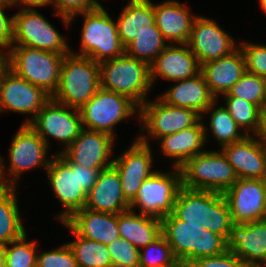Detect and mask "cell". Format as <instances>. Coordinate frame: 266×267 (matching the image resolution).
<instances>
[{
  "mask_svg": "<svg viewBox=\"0 0 266 267\" xmlns=\"http://www.w3.org/2000/svg\"><path fill=\"white\" fill-rule=\"evenodd\" d=\"M53 154L45 171L55 197L63 206L57 218L60 222H66L76 211L85 207L87 194L101 170L71 163L59 151Z\"/></svg>",
  "mask_w": 266,
  "mask_h": 267,
  "instance_id": "obj_1",
  "label": "cell"
},
{
  "mask_svg": "<svg viewBox=\"0 0 266 267\" xmlns=\"http://www.w3.org/2000/svg\"><path fill=\"white\" fill-rule=\"evenodd\" d=\"M173 214L186 223L202 225L204 229L222 236L226 241L233 224L223 193L181 187Z\"/></svg>",
  "mask_w": 266,
  "mask_h": 267,
  "instance_id": "obj_2",
  "label": "cell"
},
{
  "mask_svg": "<svg viewBox=\"0 0 266 267\" xmlns=\"http://www.w3.org/2000/svg\"><path fill=\"white\" fill-rule=\"evenodd\" d=\"M161 233L174 256L187 265L227 250V241L222 236L204 229L202 225L186 223L173 213L161 219Z\"/></svg>",
  "mask_w": 266,
  "mask_h": 267,
  "instance_id": "obj_3",
  "label": "cell"
},
{
  "mask_svg": "<svg viewBox=\"0 0 266 267\" xmlns=\"http://www.w3.org/2000/svg\"><path fill=\"white\" fill-rule=\"evenodd\" d=\"M100 87L124 95L138 107L152 89L150 66L126 53L99 63Z\"/></svg>",
  "mask_w": 266,
  "mask_h": 267,
  "instance_id": "obj_4",
  "label": "cell"
},
{
  "mask_svg": "<svg viewBox=\"0 0 266 267\" xmlns=\"http://www.w3.org/2000/svg\"><path fill=\"white\" fill-rule=\"evenodd\" d=\"M100 88V66L89 57L69 53L64 56L60 80L53 100L81 108Z\"/></svg>",
  "mask_w": 266,
  "mask_h": 267,
  "instance_id": "obj_5",
  "label": "cell"
},
{
  "mask_svg": "<svg viewBox=\"0 0 266 267\" xmlns=\"http://www.w3.org/2000/svg\"><path fill=\"white\" fill-rule=\"evenodd\" d=\"M77 15H82L84 18L81 48L79 52L70 49L71 53L89 57L97 63L125 53V48L119 38L117 23L112 20L103 6H97L93 10L72 16L70 23L78 17Z\"/></svg>",
  "mask_w": 266,
  "mask_h": 267,
  "instance_id": "obj_6",
  "label": "cell"
},
{
  "mask_svg": "<svg viewBox=\"0 0 266 267\" xmlns=\"http://www.w3.org/2000/svg\"><path fill=\"white\" fill-rule=\"evenodd\" d=\"M182 186L188 189L224 193L238 179L232 165L221 151H203L181 167Z\"/></svg>",
  "mask_w": 266,
  "mask_h": 267,
  "instance_id": "obj_7",
  "label": "cell"
},
{
  "mask_svg": "<svg viewBox=\"0 0 266 267\" xmlns=\"http://www.w3.org/2000/svg\"><path fill=\"white\" fill-rule=\"evenodd\" d=\"M64 56L27 46H13L8 52V67L52 97L59 85Z\"/></svg>",
  "mask_w": 266,
  "mask_h": 267,
  "instance_id": "obj_8",
  "label": "cell"
},
{
  "mask_svg": "<svg viewBox=\"0 0 266 267\" xmlns=\"http://www.w3.org/2000/svg\"><path fill=\"white\" fill-rule=\"evenodd\" d=\"M79 111L83 128L103 132L113 138L116 136V124L139 115V107L128 97L101 87Z\"/></svg>",
  "mask_w": 266,
  "mask_h": 267,
  "instance_id": "obj_9",
  "label": "cell"
},
{
  "mask_svg": "<svg viewBox=\"0 0 266 267\" xmlns=\"http://www.w3.org/2000/svg\"><path fill=\"white\" fill-rule=\"evenodd\" d=\"M157 98L153 101L147 100L139 107L138 119L143 126L139 130L142 135L136 138L142 143L150 145L149 137L158 140L194 126L201 119L192 109L171 106Z\"/></svg>",
  "mask_w": 266,
  "mask_h": 267,
  "instance_id": "obj_10",
  "label": "cell"
},
{
  "mask_svg": "<svg viewBox=\"0 0 266 267\" xmlns=\"http://www.w3.org/2000/svg\"><path fill=\"white\" fill-rule=\"evenodd\" d=\"M17 130L9 147L8 172L5 169V159L1 156V171L5 182L16 187L24 172L39 166L46 170L52 158L48 156V145L29 124H21ZM8 175L11 177L8 178Z\"/></svg>",
  "mask_w": 266,
  "mask_h": 267,
  "instance_id": "obj_11",
  "label": "cell"
},
{
  "mask_svg": "<svg viewBox=\"0 0 266 267\" xmlns=\"http://www.w3.org/2000/svg\"><path fill=\"white\" fill-rule=\"evenodd\" d=\"M182 187L181 170L173 167L172 171H156L139 188L135 199L130 203V210L163 219L173 213L177 194ZM134 209V210H133Z\"/></svg>",
  "mask_w": 266,
  "mask_h": 267,
  "instance_id": "obj_12",
  "label": "cell"
},
{
  "mask_svg": "<svg viewBox=\"0 0 266 267\" xmlns=\"http://www.w3.org/2000/svg\"><path fill=\"white\" fill-rule=\"evenodd\" d=\"M14 16L13 46H27L57 54L70 53L66 37L36 9H19Z\"/></svg>",
  "mask_w": 266,
  "mask_h": 267,
  "instance_id": "obj_13",
  "label": "cell"
},
{
  "mask_svg": "<svg viewBox=\"0 0 266 267\" xmlns=\"http://www.w3.org/2000/svg\"><path fill=\"white\" fill-rule=\"evenodd\" d=\"M31 128L50 146V138L58 140L65 150L81 132L82 120L79 109L61 104L52 98L39 110L29 123Z\"/></svg>",
  "mask_w": 266,
  "mask_h": 267,
  "instance_id": "obj_14",
  "label": "cell"
},
{
  "mask_svg": "<svg viewBox=\"0 0 266 267\" xmlns=\"http://www.w3.org/2000/svg\"><path fill=\"white\" fill-rule=\"evenodd\" d=\"M50 99L51 96L42 88L18 76L9 67L3 72L0 79V114L13 111L31 115L22 122L29 124Z\"/></svg>",
  "mask_w": 266,
  "mask_h": 267,
  "instance_id": "obj_15",
  "label": "cell"
},
{
  "mask_svg": "<svg viewBox=\"0 0 266 267\" xmlns=\"http://www.w3.org/2000/svg\"><path fill=\"white\" fill-rule=\"evenodd\" d=\"M200 66L235 51L239 45L215 20L197 16L187 43Z\"/></svg>",
  "mask_w": 266,
  "mask_h": 267,
  "instance_id": "obj_16",
  "label": "cell"
},
{
  "mask_svg": "<svg viewBox=\"0 0 266 267\" xmlns=\"http://www.w3.org/2000/svg\"><path fill=\"white\" fill-rule=\"evenodd\" d=\"M150 146L135 138L124 153L113 159L112 165L119 173L123 195L129 203L135 199L143 181L155 172L151 169L154 159Z\"/></svg>",
  "mask_w": 266,
  "mask_h": 267,
  "instance_id": "obj_17",
  "label": "cell"
},
{
  "mask_svg": "<svg viewBox=\"0 0 266 267\" xmlns=\"http://www.w3.org/2000/svg\"><path fill=\"white\" fill-rule=\"evenodd\" d=\"M223 195L233 223L264 219L266 180L237 179Z\"/></svg>",
  "mask_w": 266,
  "mask_h": 267,
  "instance_id": "obj_18",
  "label": "cell"
},
{
  "mask_svg": "<svg viewBox=\"0 0 266 267\" xmlns=\"http://www.w3.org/2000/svg\"><path fill=\"white\" fill-rule=\"evenodd\" d=\"M115 139L106 133L82 128L79 136L61 153L71 163L102 170L113 164Z\"/></svg>",
  "mask_w": 266,
  "mask_h": 267,
  "instance_id": "obj_19",
  "label": "cell"
},
{
  "mask_svg": "<svg viewBox=\"0 0 266 267\" xmlns=\"http://www.w3.org/2000/svg\"><path fill=\"white\" fill-rule=\"evenodd\" d=\"M227 250L249 267H266V219L233 223Z\"/></svg>",
  "mask_w": 266,
  "mask_h": 267,
  "instance_id": "obj_20",
  "label": "cell"
},
{
  "mask_svg": "<svg viewBox=\"0 0 266 267\" xmlns=\"http://www.w3.org/2000/svg\"><path fill=\"white\" fill-rule=\"evenodd\" d=\"M221 151L234 168L238 179L266 180V145L254 135L223 146Z\"/></svg>",
  "mask_w": 266,
  "mask_h": 267,
  "instance_id": "obj_21",
  "label": "cell"
},
{
  "mask_svg": "<svg viewBox=\"0 0 266 267\" xmlns=\"http://www.w3.org/2000/svg\"><path fill=\"white\" fill-rule=\"evenodd\" d=\"M200 70L201 66L187 44H168L150 65L151 83L153 86L160 77L176 83L194 77Z\"/></svg>",
  "mask_w": 266,
  "mask_h": 267,
  "instance_id": "obj_22",
  "label": "cell"
},
{
  "mask_svg": "<svg viewBox=\"0 0 266 267\" xmlns=\"http://www.w3.org/2000/svg\"><path fill=\"white\" fill-rule=\"evenodd\" d=\"M84 208L111 214L130 209V203L123 195L119 173L113 165L100 171L96 183L87 194Z\"/></svg>",
  "mask_w": 266,
  "mask_h": 267,
  "instance_id": "obj_23",
  "label": "cell"
},
{
  "mask_svg": "<svg viewBox=\"0 0 266 267\" xmlns=\"http://www.w3.org/2000/svg\"><path fill=\"white\" fill-rule=\"evenodd\" d=\"M155 24L164 40L170 44H187L193 22L198 15H193L188 6L177 0H165L153 3Z\"/></svg>",
  "mask_w": 266,
  "mask_h": 267,
  "instance_id": "obj_24",
  "label": "cell"
},
{
  "mask_svg": "<svg viewBox=\"0 0 266 267\" xmlns=\"http://www.w3.org/2000/svg\"><path fill=\"white\" fill-rule=\"evenodd\" d=\"M200 119L194 126L158 139L162 154L172 160V167L180 168L191 157L205 151L208 141L207 125Z\"/></svg>",
  "mask_w": 266,
  "mask_h": 267,
  "instance_id": "obj_25",
  "label": "cell"
},
{
  "mask_svg": "<svg viewBox=\"0 0 266 267\" xmlns=\"http://www.w3.org/2000/svg\"><path fill=\"white\" fill-rule=\"evenodd\" d=\"M200 72L212 95L219 100L246 72L245 57L237 48L231 54L201 65Z\"/></svg>",
  "mask_w": 266,
  "mask_h": 267,
  "instance_id": "obj_26",
  "label": "cell"
},
{
  "mask_svg": "<svg viewBox=\"0 0 266 267\" xmlns=\"http://www.w3.org/2000/svg\"><path fill=\"white\" fill-rule=\"evenodd\" d=\"M159 98L168 105L194 110L204 119V111L216 100L200 72L194 77L176 81Z\"/></svg>",
  "mask_w": 266,
  "mask_h": 267,
  "instance_id": "obj_27",
  "label": "cell"
},
{
  "mask_svg": "<svg viewBox=\"0 0 266 267\" xmlns=\"http://www.w3.org/2000/svg\"><path fill=\"white\" fill-rule=\"evenodd\" d=\"M66 223L79 236L104 245H108L120 237L118 214L95 212L83 208L76 211Z\"/></svg>",
  "mask_w": 266,
  "mask_h": 267,
  "instance_id": "obj_28",
  "label": "cell"
},
{
  "mask_svg": "<svg viewBox=\"0 0 266 267\" xmlns=\"http://www.w3.org/2000/svg\"><path fill=\"white\" fill-rule=\"evenodd\" d=\"M120 41L124 48L146 31H160L155 24L151 0H129L116 20Z\"/></svg>",
  "mask_w": 266,
  "mask_h": 267,
  "instance_id": "obj_29",
  "label": "cell"
},
{
  "mask_svg": "<svg viewBox=\"0 0 266 267\" xmlns=\"http://www.w3.org/2000/svg\"><path fill=\"white\" fill-rule=\"evenodd\" d=\"M118 230L121 238L140 250L162 235L161 219L129 209L118 214Z\"/></svg>",
  "mask_w": 266,
  "mask_h": 267,
  "instance_id": "obj_30",
  "label": "cell"
},
{
  "mask_svg": "<svg viewBox=\"0 0 266 267\" xmlns=\"http://www.w3.org/2000/svg\"><path fill=\"white\" fill-rule=\"evenodd\" d=\"M16 189V186H9L0 194V247L26 232L20 217Z\"/></svg>",
  "mask_w": 266,
  "mask_h": 267,
  "instance_id": "obj_31",
  "label": "cell"
},
{
  "mask_svg": "<svg viewBox=\"0 0 266 267\" xmlns=\"http://www.w3.org/2000/svg\"><path fill=\"white\" fill-rule=\"evenodd\" d=\"M74 240L67 242L74 254L78 267H113L107 245L79 236L66 222Z\"/></svg>",
  "mask_w": 266,
  "mask_h": 267,
  "instance_id": "obj_32",
  "label": "cell"
},
{
  "mask_svg": "<svg viewBox=\"0 0 266 267\" xmlns=\"http://www.w3.org/2000/svg\"><path fill=\"white\" fill-rule=\"evenodd\" d=\"M217 103L216 99L204 113L210 114V117L208 116L210 131L221 149L223 146L242 140L247 135L242 133L243 130L237 125L225 106L218 107Z\"/></svg>",
  "mask_w": 266,
  "mask_h": 267,
  "instance_id": "obj_33",
  "label": "cell"
},
{
  "mask_svg": "<svg viewBox=\"0 0 266 267\" xmlns=\"http://www.w3.org/2000/svg\"><path fill=\"white\" fill-rule=\"evenodd\" d=\"M167 45L160 31H146L125 48V53L150 66Z\"/></svg>",
  "mask_w": 266,
  "mask_h": 267,
  "instance_id": "obj_34",
  "label": "cell"
},
{
  "mask_svg": "<svg viewBox=\"0 0 266 267\" xmlns=\"http://www.w3.org/2000/svg\"><path fill=\"white\" fill-rule=\"evenodd\" d=\"M224 97L225 108L246 135H255L259 125L260 109L245 99L235 96ZM250 133V134H249Z\"/></svg>",
  "mask_w": 266,
  "mask_h": 267,
  "instance_id": "obj_35",
  "label": "cell"
},
{
  "mask_svg": "<svg viewBox=\"0 0 266 267\" xmlns=\"http://www.w3.org/2000/svg\"><path fill=\"white\" fill-rule=\"evenodd\" d=\"M37 241H29L25 232L20 238L3 246L5 267H36Z\"/></svg>",
  "mask_w": 266,
  "mask_h": 267,
  "instance_id": "obj_36",
  "label": "cell"
},
{
  "mask_svg": "<svg viewBox=\"0 0 266 267\" xmlns=\"http://www.w3.org/2000/svg\"><path fill=\"white\" fill-rule=\"evenodd\" d=\"M178 261L162 235L153 243L140 249L139 267H165L176 264Z\"/></svg>",
  "mask_w": 266,
  "mask_h": 267,
  "instance_id": "obj_37",
  "label": "cell"
},
{
  "mask_svg": "<svg viewBox=\"0 0 266 267\" xmlns=\"http://www.w3.org/2000/svg\"><path fill=\"white\" fill-rule=\"evenodd\" d=\"M223 96L240 97L261 109L265 105L262 77L246 71Z\"/></svg>",
  "mask_w": 266,
  "mask_h": 267,
  "instance_id": "obj_38",
  "label": "cell"
},
{
  "mask_svg": "<svg viewBox=\"0 0 266 267\" xmlns=\"http://www.w3.org/2000/svg\"><path fill=\"white\" fill-rule=\"evenodd\" d=\"M113 267H139L140 250L119 237L107 245Z\"/></svg>",
  "mask_w": 266,
  "mask_h": 267,
  "instance_id": "obj_39",
  "label": "cell"
},
{
  "mask_svg": "<svg viewBox=\"0 0 266 267\" xmlns=\"http://www.w3.org/2000/svg\"><path fill=\"white\" fill-rule=\"evenodd\" d=\"M36 267H78L74 254L67 243L51 251H37Z\"/></svg>",
  "mask_w": 266,
  "mask_h": 267,
  "instance_id": "obj_40",
  "label": "cell"
},
{
  "mask_svg": "<svg viewBox=\"0 0 266 267\" xmlns=\"http://www.w3.org/2000/svg\"><path fill=\"white\" fill-rule=\"evenodd\" d=\"M245 57L246 71L260 77L266 75V45L241 41L239 44Z\"/></svg>",
  "mask_w": 266,
  "mask_h": 267,
  "instance_id": "obj_41",
  "label": "cell"
},
{
  "mask_svg": "<svg viewBox=\"0 0 266 267\" xmlns=\"http://www.w3.org/2000/svg\"><path fill=\"white\" fill-rule=\"evenodd\" d=\"M55 7L52 16H60L66 27H70V18L76 14L93 10L96 5L92 0H50Z\"/></svg>",
  "mask_w": 266,
  "mask_h": 267,
  "instance_id": "obj_42",
  "label": "cell"
},
{
  "mask_svg": "<svg viewBox=\"0 0 266 267\" xmlns=\"http://www.w3.org/2000/svg\"><path fill=\"white\" fill-rule=\"evenodd\" d=\"M188 267H249L247 264L239 260L236 255L226 250L220 255L196 259L192 261Z\"/></svg>",
  "mask_w": 266,
  "mask_h": 267,
  "instance_id": "obj_43",
  "label": "cell"
},
{
  "mask_svg": "<svg viewBox=\"0 0 266 267\" xmlns=\"http://www.w3.org/2000/svg\"><path fill=\"white\" fill-rule=\"evenodd\" d=\"M9 7L12 5L0 1V51L6 53L13 47L14 16H7L4 12Z\"/></svg>",
  "mask_w": 266,
  "mask_h": 267,
  "instance_id": "obj_44",
  "label": "cell"
},
{
  "mask_svg": "<svg viewBox=\"0 0 266 267\" xmlns=\"http://www.w3.org/2000/svg\"><path fill=\"white\" fill-rule=\"evenodd\" d=\"M11 5L21 6L20 9H36V7L50 5V0H12Z\"/></svg>",
  "mask_w": 266,
  "mask_h": 267,
  "instance_id": "obj_45",
  "label": "cell"
},
{
  "mask_svg": "<svg viewBox=\"0 0 266 267\" xmlns=\"http://www.w3.org/2000/svg\"><path fill=\"white\" fill-rule=\"evenodd\" d=\"M254 136L266 145V105L260 109L259 125Z\"/></svg>",
  "mask_w": 266,
  "mask_h": 267,
  "instance_id": "obj_46",
  "label": "cell"
},
{
  "mask_svg": "<svg viewBox=\"0 0 266 267\" xmlns=\"http://www.w3.org/2000/svg\"><path fill=\"white\" fill-rule=\"evenodd\" d=\"M8 68V53L0 51V79L3 72Z\"/></svg>",
  "mask_w": 266,
  "mask_h": 267,
  "instance_id": "obj_47",
  "label": "cell"
},
{
  "mask_svg": "<svg viewBox=\"0 0 266 267\" xmlns=\"http://www.w3.org/2000/svg\"><path fill=\"white\" fill-rule=\"evenodd\" d=\"M8 187L9 185L5 182L2 171L0 170V194L4 192Z\"/></svg>",
  "mask_w": 266,
  "mask_h": 267,
  "instance_id": "obj_48",
  "label": "cell"
},
{
  "mask_svg": "<svg viewBox=\"0 0 266 267\" xmlns=\"http://www.w3.org/2000/svg\"><path fill=\"white\" fill-rule=\"evenodd\" d=\"M0 267H5L3 247H0Z\"/></svg>",
  "mask_w": 266,
  "mask_h": 267,
  "instance_id": "obj_49",
  "label": "cell"
},
{
  "mask_svg": "<svg viewBox=\"0 0 266 267\" xmlns=\"http://www.w3.org/2000/svg\"><path fill=\"white\" fill-rule=\"evenodd\" d=\"M262 84H263L264 100L266 105V75L262 76Z\"/></svg>",
  "mask_w": 266,
  "mask_h": 267,
  "instance_id": "obj_50",
  "label": "cell"
},
{
  "mask_svg": "<svg viewBox=\"0 0 266 267\" xmlns=\"http://www.w3.org/2000/svg\"><path fill=\"white\" fill-rule=\"evenodd\" d=\"M165 267H188V265L181 261H178L176 264H173L171 266H165Z\"/></svg>",
  "mask_w": 266,
  "mask_h": 267,
  "instance_id": "obj_51",
  "label": "cell"
},
{
  "mask_svg": "<svg viewBox=\"0 0 266 267\" xmlns=\"http://www.w3.org/2000/svg\"><path fill=\"white\" fill-rule=\"evenodd\" d=\"M260 2V9H262L264 11V13H266V0H259Z\"/></svg>",
  "mask_w": 266,
  "mask_h": 267,
  "instance_id": "obj_52",
  "label": "cell"
},
{
  "mask_svg": "<svg viewBox=\"0 0 266 267\" xmlns=\"http://www.w3.org/2000/svg\"><path fill=\"white\" fill-rule=\"evenodd\" d=\"M92 1H93L96 5H98V6H102V4L98 2V0H92Z\"/></svg>",
  "mask_w": 266,
  "mask_h": 267,
  "instance_id": "obj_53",
  "label": "cell"
},
{
  "mask_svg": "<svg viewBox=\"0 0 266 267\" xmlns=\"http://www.w3.org/2000/svg\"><path fill=\"white\" fill-rule=\"evenodd\" d=\"M0 1H4V2L9 3V4L12 3V0H0Z\"/></svg>",
  "mask_w": 266,
  "mask_h": 267,
  "instance_id": "obj_54",
  "label": "cell"
},
{
  "mask_svg": "<svg viewBox=\"0 0 266 267\" xmlns=\"http://www.w3.org/2000/svg\"><path fill=\"white\" fill-rule=\"evenodd\" d=\"M264 219H266V199H265V211H264Z\"/></svg>",
  "mask_w": 266,
  "mask_h": 267,
  "instance_id": "obj_55",
  "label": "cell"
}]
</instances>
